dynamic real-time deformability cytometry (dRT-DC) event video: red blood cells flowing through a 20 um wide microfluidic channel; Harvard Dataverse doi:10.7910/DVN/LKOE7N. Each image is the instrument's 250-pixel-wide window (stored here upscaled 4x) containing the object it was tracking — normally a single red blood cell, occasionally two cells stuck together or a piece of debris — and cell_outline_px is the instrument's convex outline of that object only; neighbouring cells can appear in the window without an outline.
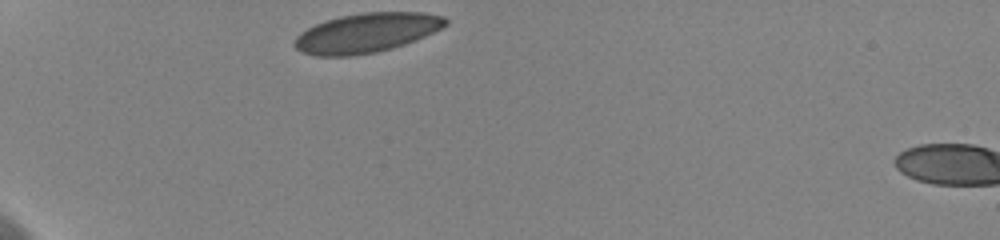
{"species": "human", "species_latin": "Homo sapiens", "temperature_condition": "cold", "stored_images_in_passage": 3, "camera_frame_rate_fps": 3000, "um_per_image_px": 0.085, "donor": {"sex": "female"}, "frame": {"image": 1, "passage_image": 1, "time_ms": 0.0, "image_size_px": [1000, 240], "cell_outline_px": [[448, 24], [416, 40], [392, 48], [376, 52], [352, 56], [316, 56], [300, 52], [292, 44], [296, 36], [300, 32], [324, 20], [340, 16], [364, 12], [424, 12], [444, 16], [448, 20]], "centroid_in_image_um": [31.12, 2.79], "position_along_channel_um": 53.9, "area_um2": 34.85}}